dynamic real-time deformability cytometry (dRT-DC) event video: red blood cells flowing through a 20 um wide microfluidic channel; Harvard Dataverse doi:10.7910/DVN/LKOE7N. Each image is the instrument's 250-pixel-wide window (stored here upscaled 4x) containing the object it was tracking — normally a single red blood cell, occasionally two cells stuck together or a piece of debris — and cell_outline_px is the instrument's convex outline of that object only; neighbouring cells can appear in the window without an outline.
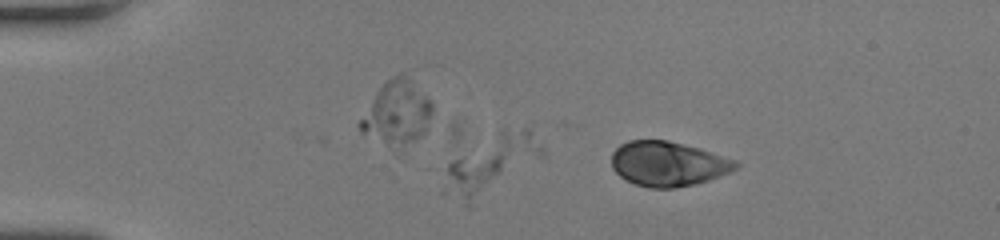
{"species": "human", "species_latin": "Homo sapiens", "temperature_condition": "room temperature", "stored_images_in_passage": 10, "camera_frame_rate_fps": 3000, "um_per_image_px": 0.085, "donor": {"sex": "female"}, "frame": {"image": 1, "passage_image": 1, "time_ms": 0.0, "image_size_px": [1000, 240], "cell_outline_px": [[740, 164], [736, 168], [728, 172], [708, 180], [696, 184], [676, 188], [648, 188], [624, 180], [612, 168], [612, 152], [620, 144], [628, 140], [668, 140], [700, 148], [736, 160]], "centroid_in_image_um": [56.76, 13.92], "position_along_channel_um": 28.2, "area_um2": 32.48}}
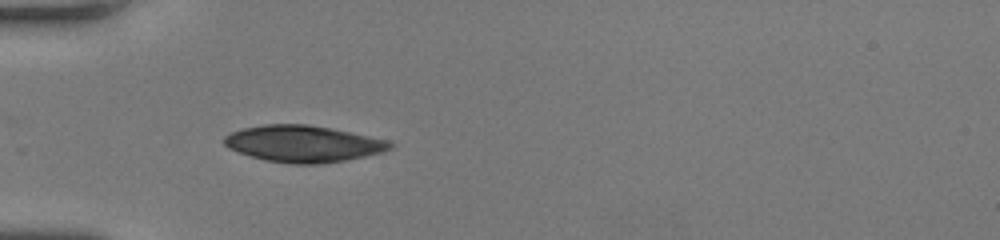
{"frame": {"image": 2, "passage_image": 7, "time_ms": 2.0, "image_size_px": [1000, 240], "cell_outline_px": [[396, 144], [392, 148], [380, 152], [364, 156], [344, 160], [320, 164], [292, 164], [264, 160], [228, 148], [224, 144], [224, 136], [232, 132], [244, 128], [264, 124], [308, 124], [332, 128], [388, 140]], "centroid_in_image_um": [25.78, 12.21], "position_along_channel_um": 59.2, "area_um2": 35.26}}
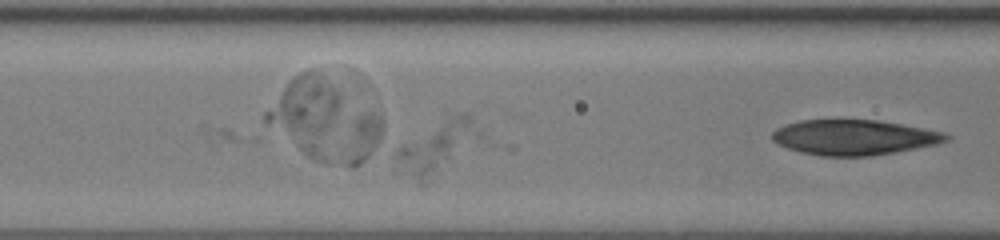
{"frame": {"image": 3, "passage_image": 10, "time_ms": 3.0, "image_size_px": [1000, 240], "cell_outline_px": [[952, 136], [948, 140], [936, 144], [896, 152], [872, 156], [820, 156], [800, 152], [776, 144], [772, 140], [772, 132], [776, 128], [784, 124], [800, 120], [876, 120], [900, 124], [944, 132]], "centroid_in_image_um": [72.56, 11.68], "position_along_channel_um": 94.0, "area_um2": 35.78}}